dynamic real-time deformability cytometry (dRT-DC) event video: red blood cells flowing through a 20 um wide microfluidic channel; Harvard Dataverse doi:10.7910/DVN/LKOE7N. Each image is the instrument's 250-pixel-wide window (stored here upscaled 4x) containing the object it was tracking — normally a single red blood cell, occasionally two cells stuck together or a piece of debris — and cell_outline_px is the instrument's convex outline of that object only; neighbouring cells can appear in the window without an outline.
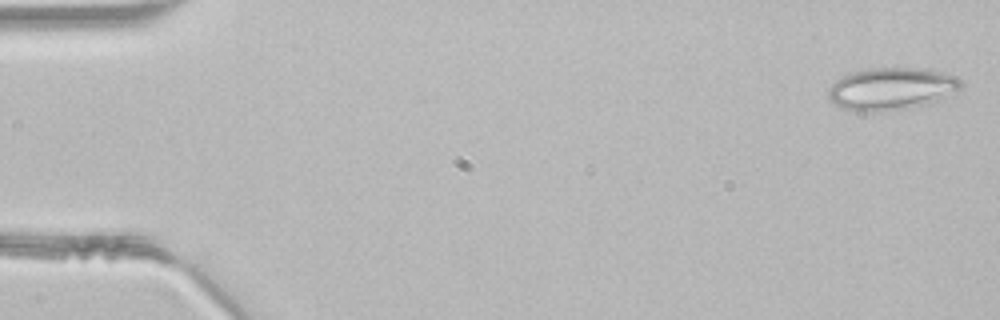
{"species": "common noctule bat (a hibernating species)", "species_latin": "Nyctalus noctula", "temperature_condition": "room temperature", "stored_images_in_passage": 46, "camera_frame_rate_fps": 3000, "um_per_image_px": 0.085, "animal": {"sex": "male", "body_mass_g": 21.5, "forearm_length_mm": 52.0}, "frame": {"image": 1, "passage_image": 1, "time_ms": 0.0, "image_size_px": [1000, 320], "cell_outline_px": [[964, 84], [952, 96], [924, 104], [908, 108], [880, 112], [856, 112], [840, 108], [828, 96], [828, 88], [836, 80], [844, 76], [856, 72], [872, 68], [928, 68], [956, 76]], "centroid_in_image_um": [75.81, 7.56], "position_along_channel_um": 9.2, "area_um2": 32.95}}
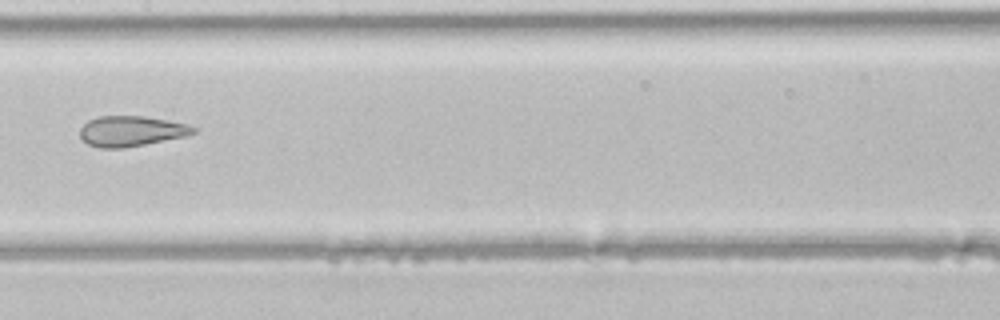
{"frame": {"image": 2, "passage_image": 23, "time_ms": 7.333, "image_size_px": [1000, 320], "cell_outline_px": [[196, 132], [184, 136], [124, 148], [100, 148], [88, 144], [80, 136], [80, 128], [88, 120], [100, 116], [144, 116], [168, 120], [188, 124], [196, 128]], "centroid_in_image_um": [11.14, 11.14], "position_along_channel_um": 196.3, "area_um2": 19.94}}
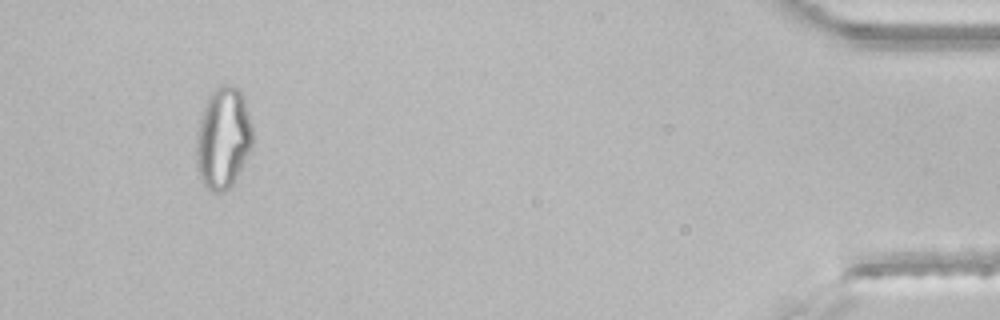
{"frame": {"image": 3, "passage_image": 43, "time_ms": 14.0, "image_size_px": [1000, 320], "cell_outline_px": [[252, 148], [240, 172], [232, 184], [224, 192], [212, 192], [200, 180], [196, 168], [196, 132], [204, 108], [212, 92], [220, 84], [232, 84], [240, 92], [244, 100], [252, 124]], "centroid_in_image_um": [18.96, 11.77], "position_along_channel_um": 416.2, "area_um2": 33.41}}